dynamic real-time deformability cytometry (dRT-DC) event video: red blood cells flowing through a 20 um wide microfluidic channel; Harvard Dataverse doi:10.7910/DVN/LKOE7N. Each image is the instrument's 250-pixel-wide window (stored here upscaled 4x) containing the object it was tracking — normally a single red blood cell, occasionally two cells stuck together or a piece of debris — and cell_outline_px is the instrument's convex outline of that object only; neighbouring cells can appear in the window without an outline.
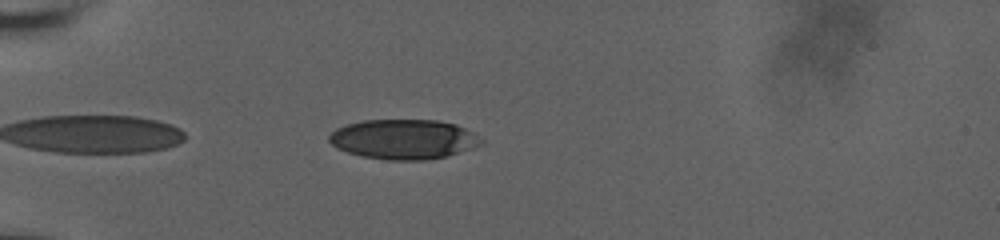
{"species": "human", "species_latin": "Homo sapiens", "temperature_condition": "room temperature", "stored_images_in_passage": 39, "camera_frame_rate_fps": 3000, "um_per_image_px": 0.085, "donor": {"sex": "male"}, "frame": {"image": 1, "passage_image": 3, "time_ms": 0.667, "image_size_px": [1000, 240], "cell_outline_px": [[484, 144], [476, 148], [448, 156], [424, 160], [388, 160], [364, 156], [348, 152], [336, 148], [328, 140], [328, 136], [336, 128], [348, 124], [364, 120], [436, 120], [456, 124], [472, 132], [484, 140]], "centroid_in_image_um": [34.35, 11.84], "position_along_channel_um": 50.6, "area_um2": 35.43}}
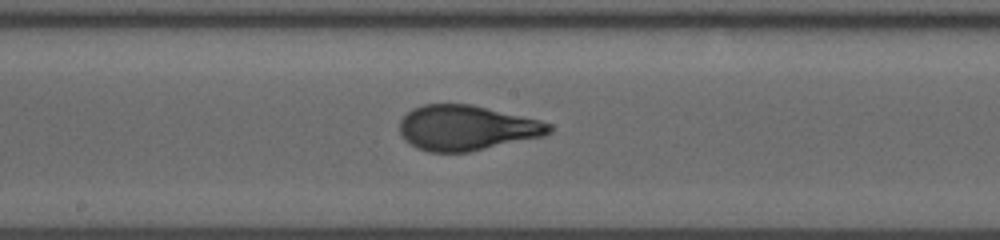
{"frame": {"image": 2, "passage_image": 18, "time_ms": 5.667, "image_size_px": [1000, 240], "cell_outline_px": [[552, 132], [544, 136], [468, 152], [428, 152], [416, 148], [404, 140], [400, 132], [400, 120], [412, 108], [424, 104], [472, 104], [540, 120], [552, 124]], "centroid_in_image_um": [39.66, 10.87], "position_along_channel_um": 208.5, "area_um2": 39.42}}
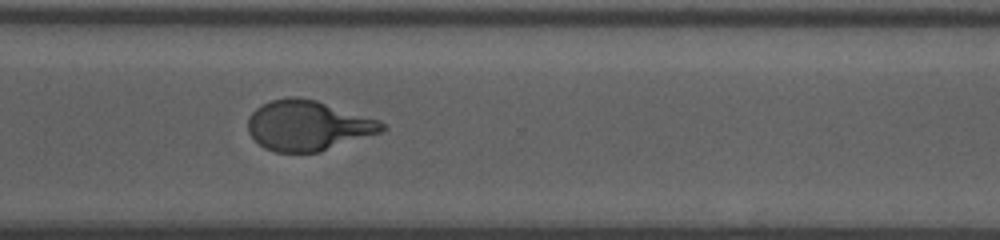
{"frame": {"image": 3, "passage_image": 29, "time_ms": 9.333, "image_size_px": [1000, 240], "cell_outline_px": [[388, 128], [380, 132], [320, 152], [276, 152], [264, 148], [248, 132], [248, 120], [252, 112], [256, 108], [272, 100], [288, 96], [296, 96], [316, 100], [380, 120], [388, 124]], "centroid_in_image_um": [26.2, 10.66], "position_along_channel_um": 344.4, "area_um2": 39.07}, "authors_computed_cell_mechanics": {"area_um2": 39.0728, "velocity_mm_per_s": 3.7254, "shape_relaxation_time_tau1_ms": 4.8457, "shape_relaxation_time_tau2_ms": null, "deformation_change_tau1": 0.2212, "deformation_change_tau2": null}}